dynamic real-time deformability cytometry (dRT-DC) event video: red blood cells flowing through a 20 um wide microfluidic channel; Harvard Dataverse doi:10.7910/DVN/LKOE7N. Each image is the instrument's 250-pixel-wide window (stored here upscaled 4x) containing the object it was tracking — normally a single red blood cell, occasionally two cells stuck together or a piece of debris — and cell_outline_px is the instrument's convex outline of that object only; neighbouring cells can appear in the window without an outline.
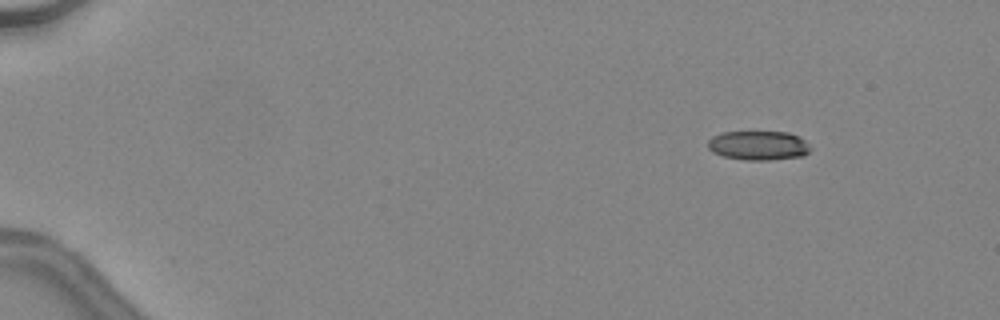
{"species": "common noctule bat (a hibernating species)", "species_latin": "Nyctalus noctula", "temperature_condition": "warm", "stored_images_in_passage": 14, "camera_frame_rate_fps": 3000, "um_per_image_px": 0.085, "animal": {"sex": "female", "body_mass_g": 24.6, "forearm_length_mm": 56.2}, "frame": {"image": 1, "passage_image": 4, "time_ms": 1.0, "image_size_px": [1000, 320], "cell_outline_px": [[812, 148], [804, 156], [768, 160], [744, 160], [724, 156], [712, 152], [708, 148], [708, 140], [712, 136], [720, 132], [788, 132], [800, 136]], "centroid_in_image_um": [64.47, 12.36], "position_along_channel_um": 20.5, "area_um2": 17.63}}
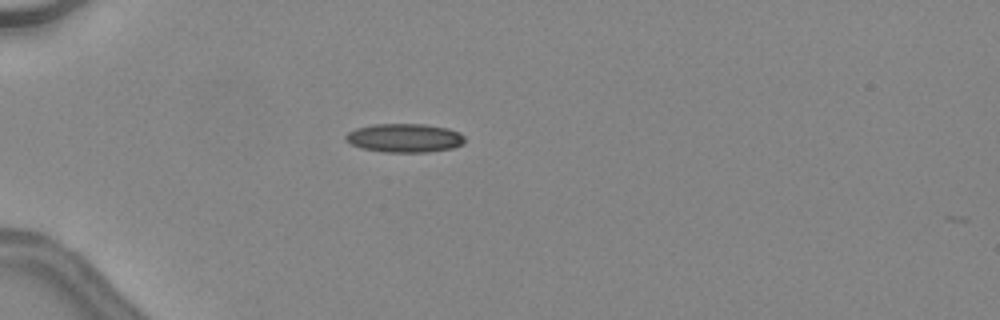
{"frame": {"image": 2, "passage_image": 13, "time_ms": 4.0, "image_size_px": [1000, 320], "cell_outline_px": [[464, 144], [452, 148], [428, 152], [384, 152], [360, 148], [344, 140], [344, 136], [348, 132], [356, 128], [372, 124], [424, 124], [448, 128], [460, 132], [464, 136]], "centroid_in_image_um": [34.38, 11.72], "position_along_channel_um": 50.6, "area_um2": 20.11}}